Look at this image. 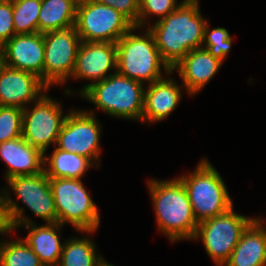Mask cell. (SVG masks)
Here are the masks:
<instances>
[{
  "label": "cell",
  "mask_w": 266,
  "mask_h": 266,
  "mask_svg": "<svg viewBox=\"0 0 266 266\" xmlns=\"http://www.w3.org/2000/svg\"><path fill=\"white\" fill-rule=\"evenodd\" d=\"M199 2L183 0L172 13L148 28L162 60L170 69L191 50L202 48L207 20L201 16Z\"/></svg>",
  "instance_id": "obj_1"
},
{
  "label": "cell",
  "mask_w": 266,
  "mask_h": 266,
  "mask_svg": "<svg viewBox=\"0 0 266 266\" xmlns=\"http://www.w3.org/2000/svg\"><path fill=\"white\" fill-rule=\"evenodd\" d=\"M147 181L158 230L172 243L181 239L193 240L198 223L183 183L178 178Z\"/></svg>",
  "instance_id": "obj_2"
},
{
  "label": "cell",
  "mask_w": 266,
  "mask_h": 266,
  "mask_svg": "<svg viewBox=\"0 0 266 266\" xmlns=\"http://www.w3.org/2000/svg\"><path fill=\"white\" fill-rule=\"evenodd\" d=\"M134 30H138V27L133 26L116 42L117 72L141 83L148 82V85L166 74L172 75L174 72L162 60L148 27L140 35L134 34Z\"/></svg>",
  "instance_id": "obj_3"
},
{
  "label": "cell",
  "mask_w": 266,
  "mask_h": 266,
  "mask_svg": "<svg viewBox=\"0 0 266 266\" xmlns=\"http://www.w3.org/2000/svg\"><path fill=\"white\" fill-rule=\"evenodd\" d=\"M144 85L114 70L112 75L92 83L79 96L110 116L142 121Z\"/></svg>",
  "instance_id": "obj_4"
},
{
  "label": "cell",
  "mask_w": 266,
  "mask_h": 266,
  "mask_svg": "<svg viewBox=\"0 0 266 266\" xmlns=\"http://www.w3.org/2000/svg\"><path fill=\"white\" fill-rule=\"evenodd\" d=\"M178 179L187 191L197 223L234 207L224 180L208 159H202L192 173Z\"/></svg>",
  "instance_id": "obj_5"
},
{
  "label": "cell",
  "mask_w": 266,
  "mask_h": 266,
  "mask_svg": "<svg viewBox=\"0 0 266 266\" xmlns=\"http://www.w3.org/2000/svg\"><path fill=\"white\" fill-rule=\"evenodd\" d=\"M57 222L78 231H97L100 214L81 179L50 178Z\"/></svg>",
  "instance_id": "obj_6"
},
{
  "label": "cell",
  "mask_w": 266,
  "mask_h": 266,
  "mask_svg": "<svg viewBox=\"0 0 266 266\" xmlns=\"http://www.w3.org/2000/svg\"><path fill=\"white\" fill-rule=\"evenodd\" d=\"M3 213L8 229L14 231L19 227L29 230L23 238L32 251L38 256L44 266H58L64 243L60 242V229L63 225L58 222L36 225L33 219L25 217L23 207L12 200L9 192H0Z\"/></svg>",
  "instance_id": "obj_7"
},
{
  "label": "cell",
  "mask_w": 266,
  "mask_h": 266,
  "mask_svg": "<svg viewBox=\"0 0 266 266\" xmlns=\"http://www.w3.org/2000/svg\"><path fill=\"white\" fill-rule=\"evenodd\" d=\"M255 219L237 214L231 207L226 212L198 223L193 240L201 239L215 266H224L244 230Z\"/></svg>",
  "instance_id": "obj_8"
},
{
  "label": "cell",
  "mask_w": 266,
  "mask_h": 266,
  "mask_svg": "<svg viewBox=\"0 0 266 266\" xmlns=\"http://www.w3.org/2000/svg\"><path fill=\"white\" fill-rule=\"evenodd\" d=\"M75 26L81 41L116 43L134 25L111 6L78 0Z\"/></svg>",
  "instance_id": "obj_9"
},
{
  "label": "cell",
  "mask_w": 266,
  "mask_h": 266,
  "mask_svg": "<svg viewBox=\"0 0 266 266\" xmlns=\"http://www.w3.org/2000/svg\"><path fill=\"white\" fill-rule=\"evenodd\" d=\"M58 135L56 147L89 158L100 166V133L102 126L93 111L71 109Z\"/></svg>",
  "instance_id": "obj_10"
},
{
  "label": "cell",
  "mask_w": 266,
  "mask_h": 266,
  "mask_svg": "<svg viewBox=\"0 0 266 266\" xmlns=\"http://www.w3.org/2000/svg\"><path fill=\"white\" fill-rule=\"evenodd\" d=\"M43 94L32 109H23L22 137L44 154L51 144L56 146L58 135L67 116L58 100Z\"/></svg>",
  "instance_id": "obj_11"
},
{
  "label": "cell",
  "mask_w": 266,
  "mask_h": 266,
  "mask_svg": "<svg viewBox=\"0 0 266 266\" xmlns=\"http://www.w3.org/2000/svg\"><path fill=\"white\" fill-rule=\"evenodd\" d=\"M81 42L75 25L44 33V83L49 88L70 79Z\"/></svg>",
  "instance_id": "obj_12"
},
{
  "label": "cell",
  "mask_w": 266,
  "mask_h": 266,
  "mask_svg": "<svg viewBox=\"0 0 266 266\" xmlns=\"http://www.w3.org/2000/svg\"><path fill=\"white\" fill-rule=\"evenodd\" d=\"M7 181L9 190L5 187L1 192L13 191L21 202L45 223L57 222V212L50 186V178L45 172L36 175L15 176Z\"/></svg>",
  "instance_id": "obj_13"
},
{
  "label": "cell",
  "mask_w": 266,
  "mask_h": 266,
  "mask_svg": "<svg viewBox=\"0 0 266 266\" xmlns=\"http://www.w3.org/2000/svg\"><path fill=\"white\" fill-rule=\"evenodd\" d=\"M111 69L117 71L116 43L82 41L71 78L91 80V83L85 84L78 94L81 95L92 83L112 75L108 73Z\"/></svg>",
  "instance_id": "obj_14"
},
{
  "label": "cell",
  "mask_w": 266,
  "mask_h": 266,
  "mask_svg": "<svg viewBox=\"0 0 266 266\" xmlns=\"http://www.w3.org/2000/svg\"><path fill=\"white\" fill-rule=\"evenodd\" d=\"M44 34H15L2 47V63L10 68L30 72L44 82Z\"/></svg>",
  "instance_id": "obj_15"
},
{
  "label": "cell",
  "mask_w": 266,
  "mask_h": 266,
  "mask_svg": "<svg viewBox=\"0 0 266 266\" xmlns=\"http://www.w3.org/2000/svg\"><path fill=\"white\" fill-rule=\"evenodd\" d=\"M49 89L51 88L33 73L13 69L3 63L0 65V106L24 109Z\"/></svg>",
  "instance_id": "obj_16"
},
{
  "label": "cell",
  "mask_w": 266,
  "mask_h": 266,
  "mask_svg": "<svg viewBox=\"0 0 266 266\" xmlns=\"http://www.w3.org/2000/svg\"><path fill=\"white\" fill-rule=\"evenodd\" d=\"M223 64V61L213 57L206 49L191 50L172 71H177L184 90L188 95H195L210 82Z\"/></svg>",
  "instance_id": "obj_17"
},
{
  "label": "cell",
  "mask_w": 266,
  "mask_h": 266,
  "mask_svg": "<svg viewBox=\"0 0 266 266\" xmlns=\"http://www.w3.org/2000/svg\"><path fill=\"white\" fill-rule=\"evenodd\" d=\"M145 88L144 109L142 114L143 122L163 121L178 106L182 98V88L173 78L163 77Z\"/></svg>",
  "instance_id": "obj_18"
},
{
  "label": "cell",
  "mask_w": 266,
  "mask_h": 266,
  "mask_svg": "<svg viewBox=\"0 0 266 266\" xmlns=\"http://www.w3.org/2000/svg\"><path fill=\"white\" fill-rule=\"evenodd\" d=\"M0 157L7 165L5 180L44 171V153L23 137L0 143Z\"/></svg>",
  "instance_id": "obj_19"
},
{
  "label": "cell",
  "mask_w": 266,
  "mask_h": 266,
  "mask_svg": "<svg viewBox=\"0 0 266 266\" xmlns=\"http://www.w3.org/2000/svg\"><path fill=\"white\" fill-rule=\"evenodd\" d=\"M224 266H266V229L254 219Z\"/></svg>",
  "instance_id": "obj_20"
},
{
  "label": "cell",
  "mask_w": 266,
  "mask_h": 266,
  "mask_svg": "<svg viewBox=\"0 0 266 266\" xmlns=\"http://www.w3.org/2000/svg\"><path fill=\"white\" fill-rule=\"evenodd\" d=\"M93 166L95 164L89 158L60 150L57 147L50 157L44 154V172L48 178L81 179Z\"/></svg>",
  "instance_id": "obj_21"
},
{
  "label": "cell",
  "mask_w": 266,
  "mask_h": 266,
  "mask_svg": "<svg viewBox=\"0 0 266 266\" xmlns=\"http://www.w3.org/2000/svg\"><path fill=\"white\" fill-rule=\"evenodd\" d=\"M78 0H42L38 32L47 33L75 25Z\"/></svg>",
  "instance_id": "obj_22"
},
{
  "label": "cell",
  "mask_w": 266,
  "mask_h": 266,
  "mask_svg": "<svg viewBox=\"0 0 266 266\" xmlns=\"http://www.w3.org/2000/svg\"><path fill=\"white\" fill-rule=\"evenodd\" d=\"M89 234L86 237H72L65 240L58 266H99L104 260L96 253L95 243L90 236L95 231H80Z\"/></svg>",
  "instance_id": "obj_23"
},
{
  "label": "cell",
  "mask_w": 266,
  "mask_h": 266,
  "mask_svg": "<svg viewBox=\"0 0 266 266\" xmlns=\"http://www.w3.org/2000/svg\"><path fill=\"white\" fill-rule=\"evenodd\" d=\"M0 266H44L24 239L0 241Z\"/></svg>",
  "instance_id": "obj_24"
},
{
  "label": "cell",
  "mask_w": 266,
  "mask_h": 266,
  "mask_svg": "<svg viewBox=\"0 0 266 266\" xmlns=\"http://www.w3.org/2000/svg\"><path fill=\"white\" fill-rule=\"evenodd\" d=\"M42 0H12L15 34L38 32Z\"/></svg>",
  "instance_id": "obj_25"
},
{
  "label": "cell",
  "mask_w": 266,
  "mask_h": 266,
  "mask_svg": "<svg viewBox=\"0 0 266 266\" xmlns=\"http://www.w3.org/2000/svg\"><path fill=\"white\" fill-rule=\"evenodd\" d=\"M208 21L204 27V41L202 48L206 49L213 57L224 62L232 48V37L224 27L209 28ZM211 30V31H210Z\"/></svg>",
  "instance_id": "obj_26"
},
{
  "label": "cell",
  "mask_w": 266,
  "mask_h": 266,
  "mask_svg": "<svg viewBox=\"0 0 266 266\" xmlns=\"http://www.w3.org/2000/svg\"><path fill=\"white\" fill-rule=\"evenodd\" d=\"M23 109L0 106V143L22 137Z\"/></svg>",
  "instance_id": "obj_27"
},
{
  "label": "cell",
  "mask_w": 266,
  "mask_h": 266,
  "mask_svg": "<svg viewBox=\"0 0 266 266\" xmlns=\"http://www.w3.org/2000/svg\"><path fill=\"white\" fill-rule=\"evenodd\" d=\"M178 0H139L138 28H145L149 24L147 18L152 16L159 17L156 21L165 18L172 13L179 4Z\"/></svg>",
  "instance_id": "obj_28"
},
{
  "label": "cell",
  "mask_w": 266,
  "mask_h": 266,
  "mask_svg": "<svg viewBox=\"0 0 266 266\" xmlns=\"http://www.w3.org/2000/svg\"><path fill=\"white\" fill-rule=\"evenodd\" d=\"M14 35L12 0H0V47Z\"/></svg>",
  "instance_id": "obj_29"
},
{
  "label": "cell",
  "mask_w": 266,
  "mask_h": 266,
  "mask_svg": "<svg viewBox=\"0 0 266 266\" xmlns=\"http://www.w3.org/2000/svg\"><path fill=\"white\" fill-rule=\"evenodd\" d=\"M113 7L124 15L134 26L138 27L139 0H94Z\"/></svg>",
  "instance_id": "obj_30"
},
{
  "label": "cell",
  "mask_w": 266,
  "mask_h": 266,
  "mask_svg": "<svg viewBox=\"0 0 266 266\" xmlns=\"http://www.w3.org/2000/svg\"><path fill=\"white\" fill-rule=\"evenodd\" d=\"M9 233H13V231L11 232V230L8 229V227H7L5 216L3 213L2 202H1V198H0V235L3 234V236L4 235L8 236Z\"/></svg>",
  "instance_id": "obj_31"
},
{
  "label": "cell",
  "mask_w": 266,
  "mask_h": 266,
  "mask_svg": "<svg viewBox=\"0 0 266 266\" xmlns=\"http://www.w3.org/2000/svg\"><path fill=\"white\" fill-rule=\"evenodd\" d=\"M99 266H113V264L108 263L105 259L99 264Z\"/></svg>",
  "instance_id": "obj_32"
},
{
  "label": "cell",
  "mask_w": 266,
  "mask_h": 266,
  "mask_svg": "<svg viewBox=\"0 0 266 266\" xmlns=\"http://www.w3.org/2000/svg\"><path fill=\"white\" fill-rule=\"evenodd\" d=\"M265 229H266V227H265V225H263V223H264V219H262V218H255Z\"/></svg>",
  "instance_id": "obj_33"
},
{
  "label": "cell",
  "mask_w": 266,
  "mask_h": 266,
  "mask_svg": "<svg viewBox=\"0 0 266 266\" xmlns=\"http://www.w3.org/2000/svg\"><path fill=\"white\" fill-rule=\"evenodd\" d=\"M2 64V58H1V55H0V65Z\"/></svg>",
  "instance_id": "obj_34"
}]
</instances>
